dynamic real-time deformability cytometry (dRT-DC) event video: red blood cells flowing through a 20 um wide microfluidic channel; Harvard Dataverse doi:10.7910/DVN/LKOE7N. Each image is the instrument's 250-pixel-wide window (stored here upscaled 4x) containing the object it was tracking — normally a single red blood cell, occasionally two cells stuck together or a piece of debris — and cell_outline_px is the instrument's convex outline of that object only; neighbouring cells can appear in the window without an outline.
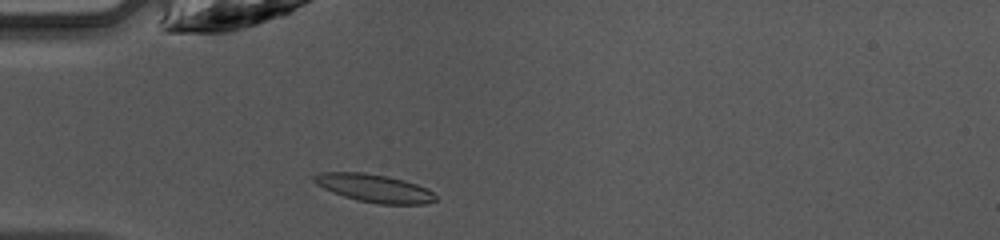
{"species": "common noctule bat (a hibernating species)", "species_latin": "Nyctalus noctula", "temperature_condition": "warm", "stored_images_in_passage": 35, "camera_frame_rate_fps": 3000, "um_per_image_px": 0.085, "animal": {"sex": "female", "body_mass_g": 10.0, "forearm_length_mm": 53.1}, "frame": {"image": 1, "passage_image": 2, "time_ms": 0.333, "image_size_px": [1000, 240], "cell_outline_px": [[436, 200], [424, 204], [380, 204], [356, 200], [332, 192], [316, 184], [312, 180], [312, 176], [320, 172], [364, 172], [404, 180], [428, 188], [436, 196]], "centroid_in_image_um": [31.79, 15.99], "position_along_channel_um": 53.2, "area_um2": 19.77}}
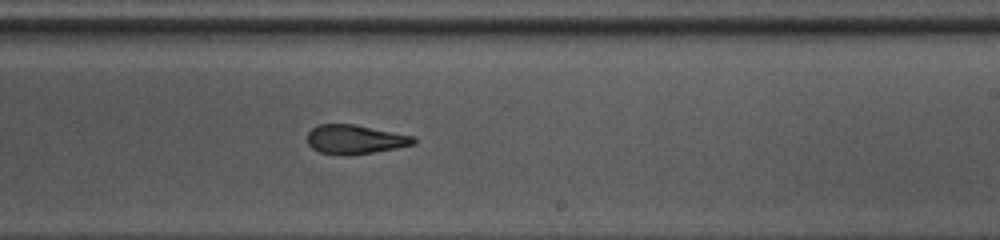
{"frame": {"image": 2, "passage_image": 17, "time_ms": 5.333, "image_size_px": [1000, 240], "cell_outline_px": [[416, 144], [396, 148], [348, 156], [344, 156], [320, 152], [312, 148], [308, 144], [308, 132], [312, 128], [320, 124], [352, 124], [412, 136], [416, 140]], "centroid_in_image_um": [30.15, 11.86], "position_along_channel_um": 258.9, "area_um2": 17.86}}
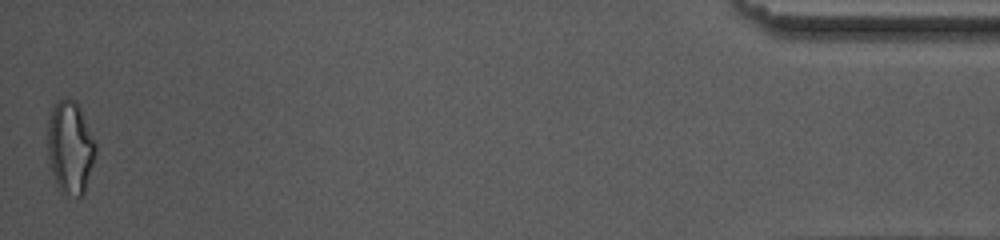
{"frame": {"image": 3, "passage_image": 35, "time_ms": 11.333, "image_size_px": [1000, 240], "cell_outline_px": [[96, 152], [84, 196], [64, 196], [60, 192], [56, 184], [52, 172], [48, 156], [48, 120], [52, 108], [60, 100], [68, 96], [76, 100], [80, 108], [96, 144]], "centroid_in_image_um": [5.97, 12.56], "position_along_channel_um": 429.2, "area_um2": 26.13}, "authors_computed_cell_mechanics": {"area_um2": 19.1896, "velocity_mm_per_s": 4.2653, "shape_relaxation_time_tau1_ms": 5.7978, "shape_relaxation_time_tau2_ms": 1.9151, "deformation_change_tau1": 0.1611, "deformation_change_tau2": 0.1036}}